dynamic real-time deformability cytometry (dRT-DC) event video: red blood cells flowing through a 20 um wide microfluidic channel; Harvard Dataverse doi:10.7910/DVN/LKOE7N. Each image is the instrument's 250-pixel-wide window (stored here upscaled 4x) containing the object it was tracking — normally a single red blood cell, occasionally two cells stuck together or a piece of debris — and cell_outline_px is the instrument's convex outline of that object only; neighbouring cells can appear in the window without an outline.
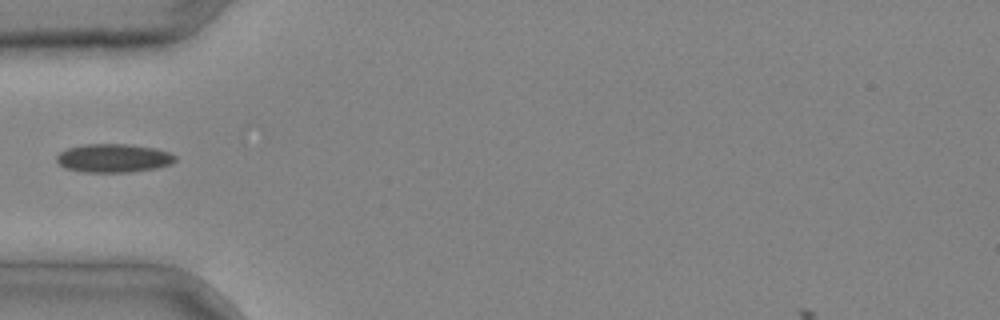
{"species": "common noctule bat (a hibernating species)", "species_latin": "Nyctalus noctula", "temperature_condition": "cold", "stored_images_in_passage": 1, "camera_frame_rate_fps": 3000, "um_per_image_px": 0.085, "animal": {"sex": "male", "body_mass_g": 20.4}, "frame": {"image": 1, "passage_image": 1, "time_ms": 0.0, "image_size_px": [1000, 320], "cell_outline_px": [[176, 160], [172, 164], [156, 168], [128, 172], [84, 172], [64, 168], [56, 160], [56, 156], [60, 152], [68, 148], [84, 144], [124, 144], [156, 148], [168, 152], [176, 156]], "centroid_in_image_um": [9.65, 13.44], "position_along_channel_um": 75.4, "area_um2": 19.71}}